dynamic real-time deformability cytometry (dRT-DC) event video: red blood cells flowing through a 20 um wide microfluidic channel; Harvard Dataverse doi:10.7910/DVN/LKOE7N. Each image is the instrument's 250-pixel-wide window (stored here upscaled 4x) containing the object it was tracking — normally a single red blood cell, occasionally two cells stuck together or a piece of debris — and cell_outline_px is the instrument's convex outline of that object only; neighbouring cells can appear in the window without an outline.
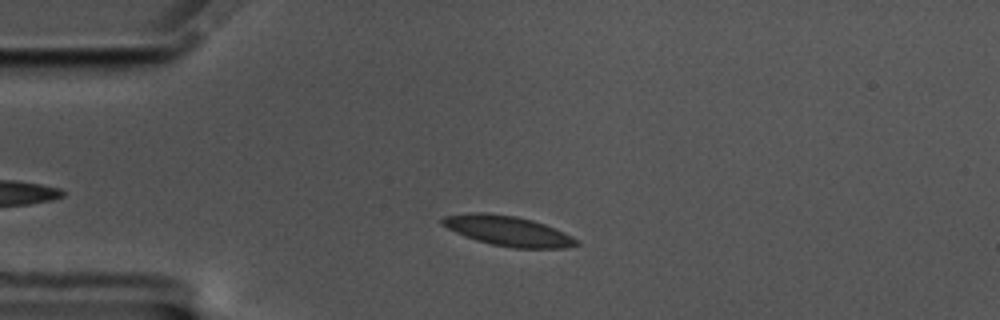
{"species": "common noctule bat (a hibernating species)", "species_latin": "Nyctalus noctula", "temperature_condition": "cold", "stored_images_in_passage": 6, "camera_frame_rate_fps": 3000, "um_per_image_px": 0.085, "animal": {"sex": "male", "body_mass_g": 17.5, "forearm_length_mm": 52.3}, "frame": {"image": 1, "passage_image": 1, "time_ms": 0.0, "image_size_px": [1000, 320], "cell_outline_px": [[580, 244], [568, 248], [512, 248], [492, 244], [476, 240], [464, 236], [440, 224], [440, 220], [444, 216], [472, 212], [484, 212], [516, 216], [532, 220], [544, 224], [572, 236]], "centroid_in_image_um": [43.15, 19.62], "position_along_channel_um": 41.8, "area_um2": 23.41}}